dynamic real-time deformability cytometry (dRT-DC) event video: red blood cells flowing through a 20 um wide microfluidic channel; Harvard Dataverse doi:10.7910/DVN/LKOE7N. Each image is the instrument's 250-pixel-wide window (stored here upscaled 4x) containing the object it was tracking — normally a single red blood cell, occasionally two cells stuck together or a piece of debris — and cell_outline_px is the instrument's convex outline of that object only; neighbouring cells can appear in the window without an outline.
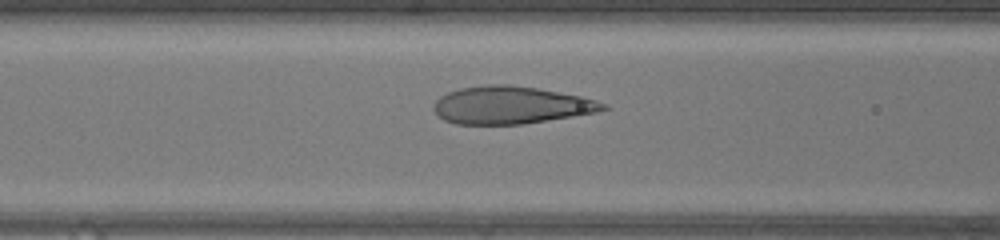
{"species": "human", "species_latin": "Homo sapiens", "temperature_condition": "warm", "stored_images_in_passage": 47, "camera_frame_rate_fps": 3000, "um_per_image_px": 0.085, "donor": {"sex": "female"}, "frame": {"image": 1, "passage_image": 19, "time_ms": 6.0, "image_size_px": [1000, 240], "cell_outline_px": [[612, 108], [596, 112], [524, 124], [456, 124], [444, 120], [432, 108], [432, 104], [440, 96], [448, 92], [460, 88], [488, 84], [508, 84], [536, 88], [584, 96], [608, 104]], "centroid_in_image_um": [43.45, 8.93], "position_along_channel_um": 123.2, "area_um2": 37.22}}
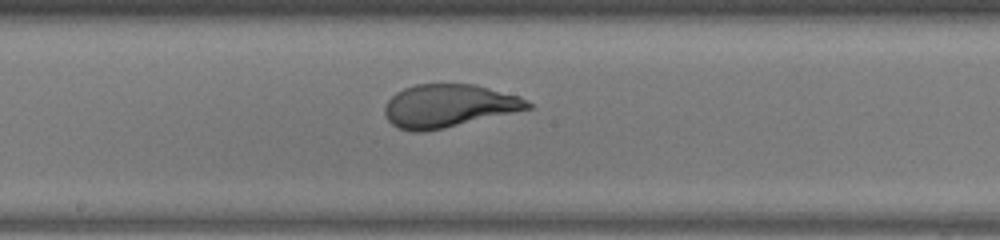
{"frame": {"image": 2, "passage_image": 25, "time_ms": 8.0, "image_size_px": [1000, 240], "cell_outline_px": [[532, 108], [444, 128], [424, 132], [412, 132], [396, 128], [384, 116], [384, 104], [396, 92], [404, 88], [416, 84], [476, 84], [520, 96], [532, 104]], "centroid_in_image_um": [38.09, 9.0], "position_along_channel_um": 210.1, "area_um2": 36.01}}
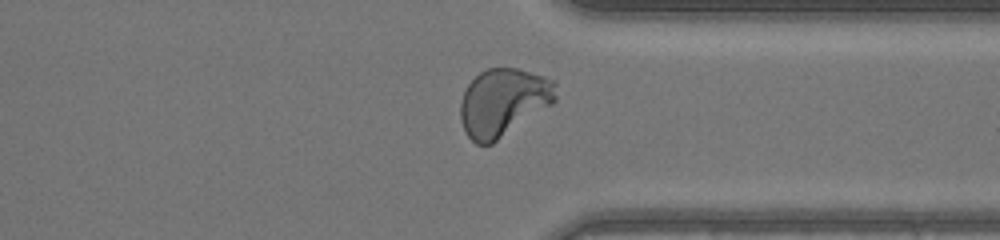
{"frame": {"image": 3, "passage_image": 36, "time_ms": 11.667, "image_size_px": [1000, 240], "cell_outline_px": [[556, 100], [552, 104], [492, 144], [476, 144], [464, 132], [460, 120], [460, 104], [464, 92], [468, 84], [480, 72], [488, 68], [516, 68], [544, 76], [556, 80]], "centroid_in_image_um": [42.77, 8.69], "position_along_channel_um": 368.6, "area_um2": 37.69}, "authors_computed_cell_mechanics": {"area_um2": 37.6856, "velocity_mm_per_s": 4.3643, "shape_relaxation_time_tau1_ms": 4.363, "shape_relaxation_time_tau2_ms": null, "deformation_change_tau1": 0.2476, "deformation_change_tau2": null}}